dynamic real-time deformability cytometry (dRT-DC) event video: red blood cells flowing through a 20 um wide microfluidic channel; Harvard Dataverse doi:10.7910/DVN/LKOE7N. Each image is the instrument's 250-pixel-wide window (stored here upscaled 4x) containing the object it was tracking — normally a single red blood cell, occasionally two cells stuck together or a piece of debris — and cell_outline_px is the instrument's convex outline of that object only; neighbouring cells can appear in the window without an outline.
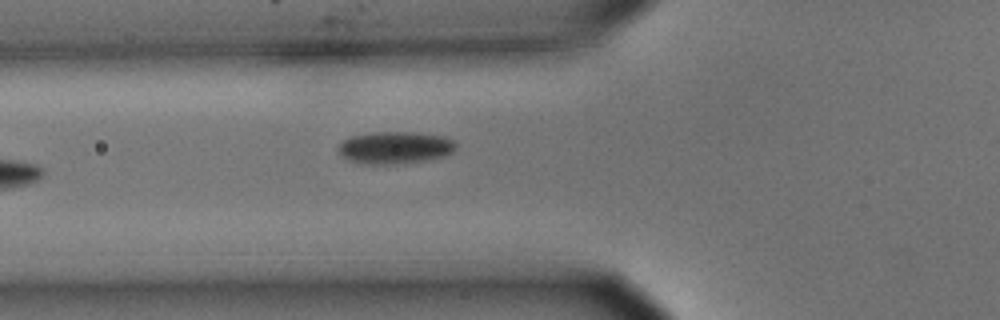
{"species": "common noctule bat (a hibernating species)", "species_latin": "Nyctalus noctula", "temperature_condition": "cold", "stored_images_in_passage": 5, "camera_frame_rate_fps": 3000, "um_per_image_px": 0.085, "animal": {"sex": "male", "body_mass_g": 15.6}, "frame": {"image": 1, "passage_image": 5, "time_ms": 1.333, "image_size_px": [1000, 320], "cell_outline_px": [[456, 148], [452, 152], [444, 156], [424, 160], [388, 164], [360, 164], [348, 160], [340, 156], [336, 148], [340, 140], [352, 136], [372, 132], [420, 132], [444, 136], [452, 140], [456, 144]], "centroid_in_image_um": [33.5, 12.53], "position_along_channel_um": 92.3, "area_um2": 22.37}}